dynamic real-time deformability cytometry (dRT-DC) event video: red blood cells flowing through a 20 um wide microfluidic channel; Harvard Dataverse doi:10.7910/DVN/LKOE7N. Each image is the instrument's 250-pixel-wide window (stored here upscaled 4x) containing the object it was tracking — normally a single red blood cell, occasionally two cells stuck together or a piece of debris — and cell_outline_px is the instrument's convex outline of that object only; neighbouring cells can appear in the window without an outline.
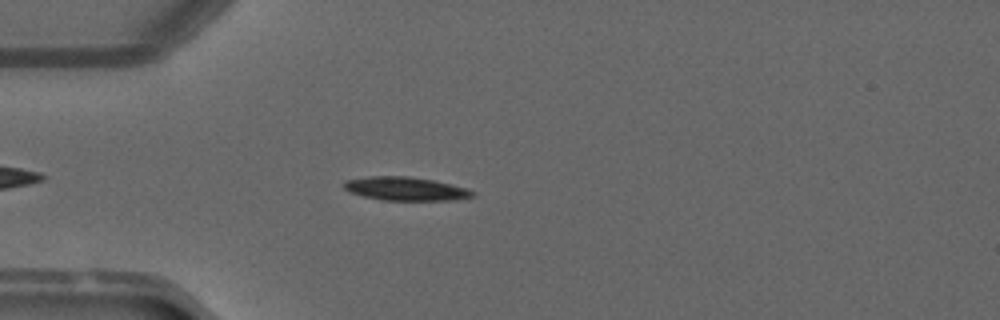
{"species": "common noctule bat (a hibernating species)", "species_latin": "Nyctalus noctula", "temperature_condition": "warm", "stored_images_in_passage": 43, "camera_frame_rate_fps": 3000, "um_per_image_px": 0.085, "animal": {"sex": "male", "forearm_length_mm": 52.5}, "frame": {"image": 1, "passage_image": 7, "time_ms": 2.0, "image_size_px": [1000, 320], "cell_outline_px": [[476, 196], [452, 200], [380, 200], [364, 196], [352, 192], [344, 188], [344, 180], [372, 176], [408, 176], [432, 180], [464, 188], [476, 192]], "centroid_in_image_um": [34.47, 16.05], "position_along_channel_um": 50.5, "area_um2": 17.4}}
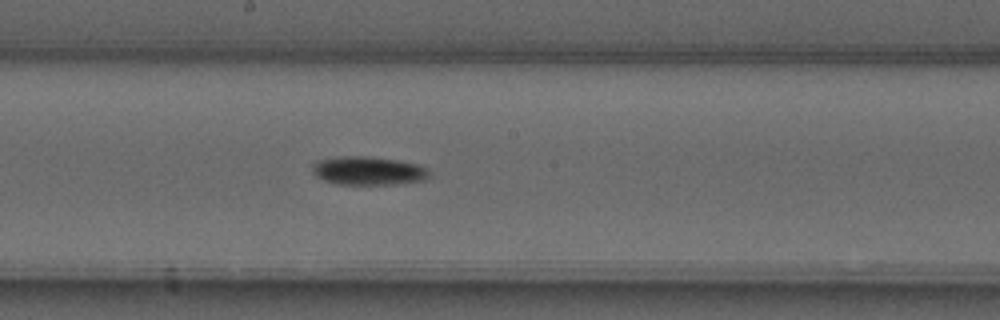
{"frame": {"image": 2, "passage_image": 20, "time_ms": 6.333, "image_size_px": [1000, 320], "cell_outline_px": [[428, 176], [424, 180], [392, 184], [340, 184], [324, 180], [316, 176], [312, 172], [312, 168], [320, 160], [340, 156], [364, 156], [396, 160], [416, 164], [424, 168], [428, 172]], "centroid_in_image_um": [31.27, 14.51], "position_along_channel_um": 216.9, "area_um2": 18.9}}
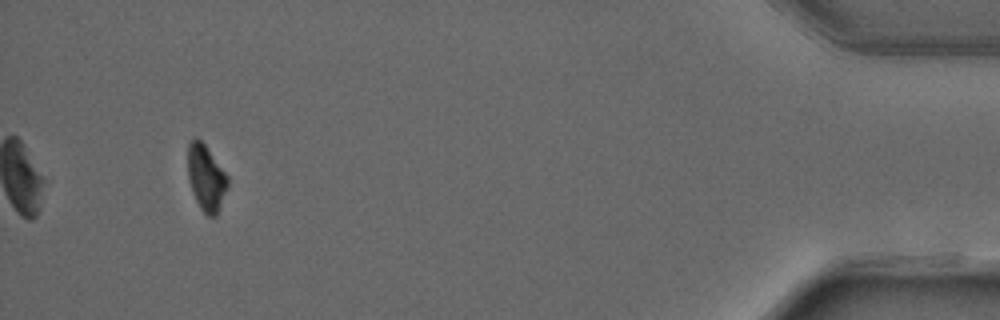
{"frame": {"image": 3, "passage_image": 40, "time_ms": 13.0, "image_size_px": [1000, 320], "cell_outline_px": [[228, 184], [216, 216], [208, 216], [200, 208], [192, 192], [188, 176], [188, 144], [196, 136], [204, 144], [228, 176]], "centroid_in_image_um": [17.5, 15.11], "position_along_channel_um": 417.7, "area_um2": 15.03}, "authors_computed_cell_mechanics": {"area_um2": 17.918, "velocity_mm_per_s": 4.1161, "shape_relaxation_time_tau1_ms": 8.8902, "shape_relaxation_time_tau2_ms": null, "deformation_change_tau1": 0.2166, "deformation_change_tau2": null}}